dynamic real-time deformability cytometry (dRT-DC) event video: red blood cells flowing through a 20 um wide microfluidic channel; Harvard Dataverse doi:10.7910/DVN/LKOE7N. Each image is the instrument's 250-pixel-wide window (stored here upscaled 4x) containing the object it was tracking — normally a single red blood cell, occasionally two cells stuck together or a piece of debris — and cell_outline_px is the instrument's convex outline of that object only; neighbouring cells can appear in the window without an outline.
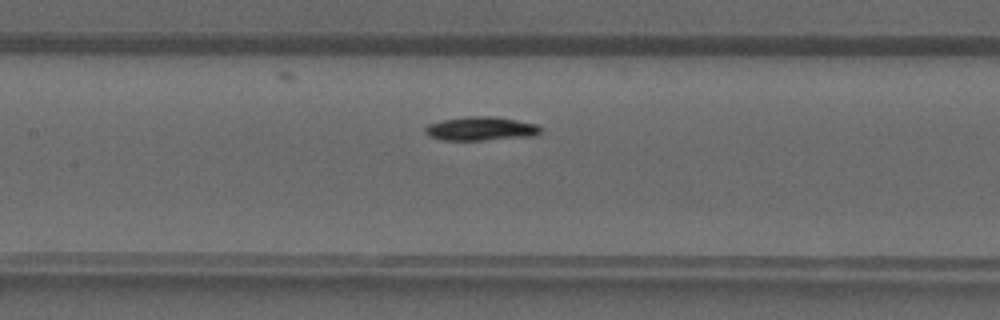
{"species": "common noctule bat (a hibernating species)", "species_latin": "Nyctalus noctula", "temperature_condition": "warm", "stored_images_in_passage": 30, "camera_frame_rate_fps": 3000, "um_per_image_px": 0.085, "animal": {"sex": "male", "forearm_length_mm": 52.5}, "frame": {"image": 1, "passage_image": 8, "time_ms": 2.333, "image_size_px": [1000, 320], "cell_outline_px": [[540, 132], [536, 136], [484, 140], [444, 140], [428, 136], [424, 132], [424, 128], [428, 124], [440, 120], [468, 116], [492, 116], [516, 120], [536, 124], [540, 128]], "centroid_in_image_um": [40.83, 10.94], "position_along_channel_um": 166.6, "area_um2": 16.07}}
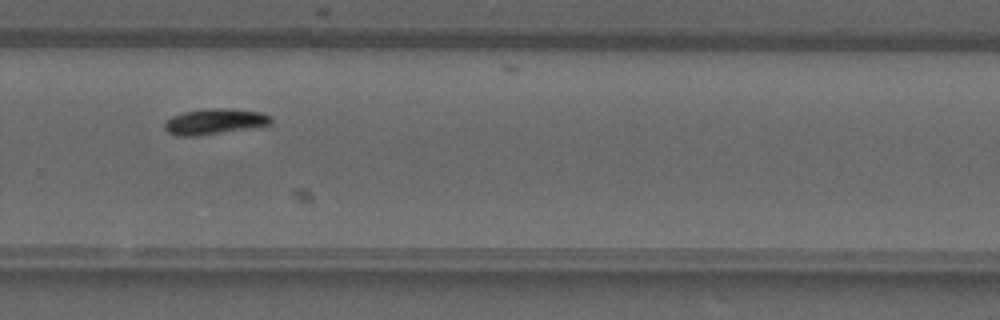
{"frame": {"image": 2, "passage_image": 17, "time_ms": 5.333, "image_size_px": [1000, 320], "cell_outline_px": [[272, 124], [200, 136], [176, 136], [168, 132], [164, 128], [164, 124], [172, 116], [184, 112], [204, 108], [224, 108], [260, 112], [272, 116]], "centroid_in_image_um": [18.23, 10.33], "position_along_channel_um": 311.6, "area_um2": 15.9}}
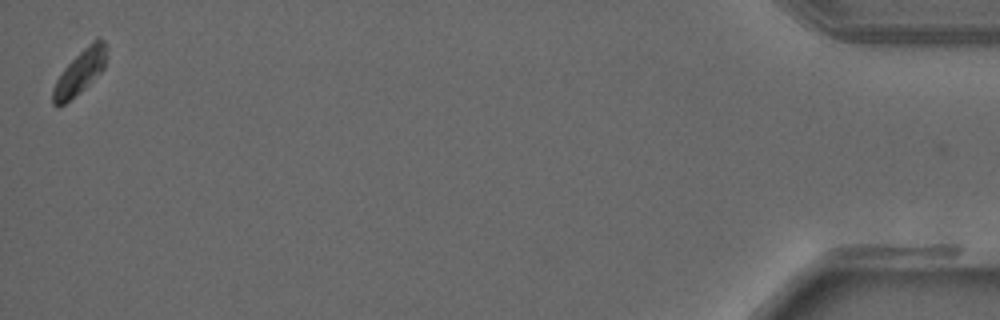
{"frame": {"image": 3, "passage_image": 30, "time_ms": 9.667, "image_size_px": [1000, 320], "cell_outline_px": [[108, 48], [104, 68], [80, 92], [64, 104], [52, 104], [52, 88], [56, 80], [64, 68], [92, 40], [100, 36], [104, 40]], "centroid_in_image_um": [6.82, 6.08], "position_along_channel_um": 428.4, "area_um2": 13.7}}